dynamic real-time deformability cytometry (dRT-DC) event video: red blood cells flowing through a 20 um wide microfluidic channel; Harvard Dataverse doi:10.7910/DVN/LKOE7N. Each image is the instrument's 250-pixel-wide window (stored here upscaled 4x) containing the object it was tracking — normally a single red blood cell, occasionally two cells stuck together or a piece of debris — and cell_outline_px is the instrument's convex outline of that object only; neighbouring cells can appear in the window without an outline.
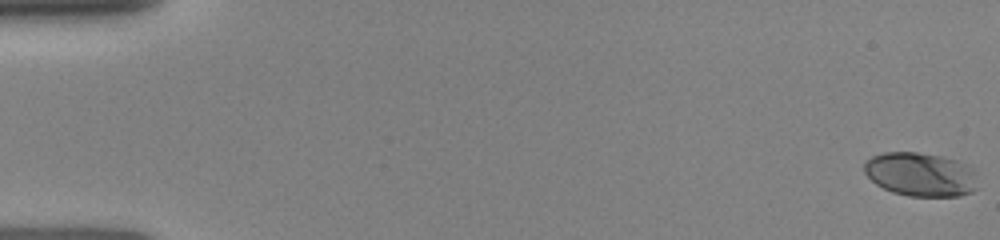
{"species": "human", "species_latin": "Homo sapiens", "temperature_condition": "room temperature", "stored_images_in_passage": 31, "camera_frame_rate_fps": 3000, "um_per_image_px": 0.085, "donor": {"sex": "female"}, "frame": {"image": 1, "passage_image": 1, "time_ms": 0.0, "image_size_px": [1000, 240], "cell_outline_px": [[976, 188], [972, 192], [960, 196], [908, 196], [892, 192], [876, 184], [864, 172], [864, 164], [872, 156], [884, 152], [916, 152], [940, 156], [956, 160], [972, 168]], "centroid_in_image_um": [78.22, 14.83], "position_along_channel_um": 6.8, "area_um2": 28.73}}
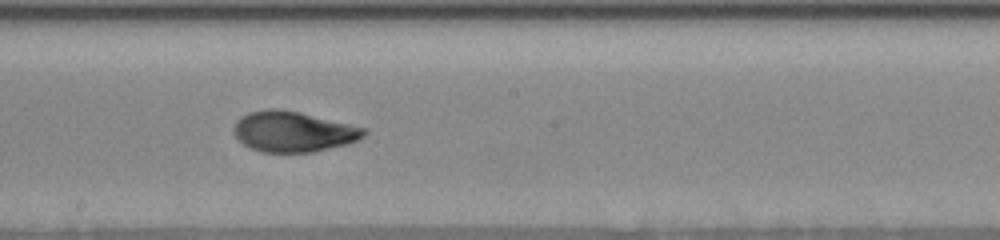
{"frame": {"image": 2, "passage_image": 18, "time_ms": 9.0, "image_size_px": [1000, 240], "cell_outline_px": [[368, 132], [364, 136], [348, 144], [312, 152], [260, 152], [248, 148], [236, 140], [232, 128], [236, 120], [240, 116], [248, 112], [268, 108], [276, 108], [300, 112], [368, 128]], "centroid_in_image_um": [24.88, 11.18], "position_along_channel_um": 223.3, "area_um2": 31.27}}
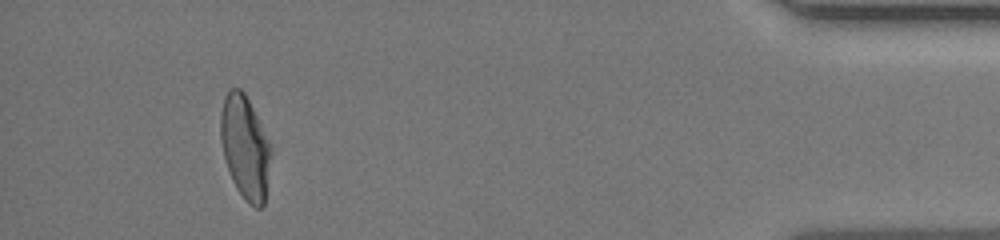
{"frame": {"image": 3, "passage_image": 30, "time_ms": 15.0, "image_size_px": [1000, 240], "cell_outline_px": [[268, 160], [264, 204], [260, 208], [256, 208], [248, 204], [236, 188], [232, 180], [224, 160], [220, 140], [220, 112], [224, 96], [228, 88], [240, 88], [244, 92], [268, 140]], "centroid_in_image_um": [20.75, 12.49], "position_along_channel_um": 414.5, "area_um2": 29.59}}